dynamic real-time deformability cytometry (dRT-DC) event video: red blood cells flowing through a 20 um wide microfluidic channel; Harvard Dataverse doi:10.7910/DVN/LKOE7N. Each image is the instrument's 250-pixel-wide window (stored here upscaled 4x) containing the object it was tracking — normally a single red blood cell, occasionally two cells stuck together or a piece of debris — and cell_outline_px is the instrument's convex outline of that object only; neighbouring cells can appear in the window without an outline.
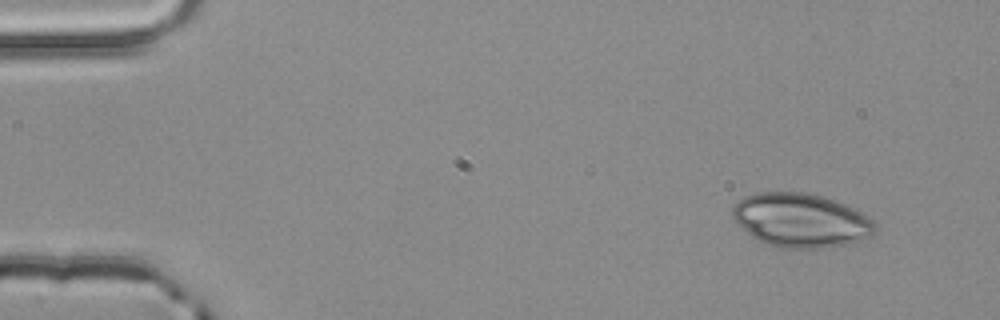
{"species": "common noctule bat (a hibernating species)", "species_latin": "Nyctalus noctula", "temperature_condition": "room temperature", "stored_images_in_passage": 4, "camera_frame_rate_fps": 3000, "um_per_image_px": 0.085, "animal": {"sex": "male", "body_mass_g": 20.4}, "frame": {"image": 1, "passage_image": 1, "time_ms": 0.0, "image_size_px": [1000, 320], "cell_outline_px": [[876, 232], [872, 236], [860, 240], [844, 244], [824, 248], [780, 248], [764, 244], [752, 236], [732, 220], [732, 208], [744, 196], [756, 192], [804, 192], [824, 196], [856, 208], [864, 212], [876, 224]], "centroid_in_image_um": [68.08, 18.72], "position_along_channel_um": 16.9, "area_um2": 45.26}}